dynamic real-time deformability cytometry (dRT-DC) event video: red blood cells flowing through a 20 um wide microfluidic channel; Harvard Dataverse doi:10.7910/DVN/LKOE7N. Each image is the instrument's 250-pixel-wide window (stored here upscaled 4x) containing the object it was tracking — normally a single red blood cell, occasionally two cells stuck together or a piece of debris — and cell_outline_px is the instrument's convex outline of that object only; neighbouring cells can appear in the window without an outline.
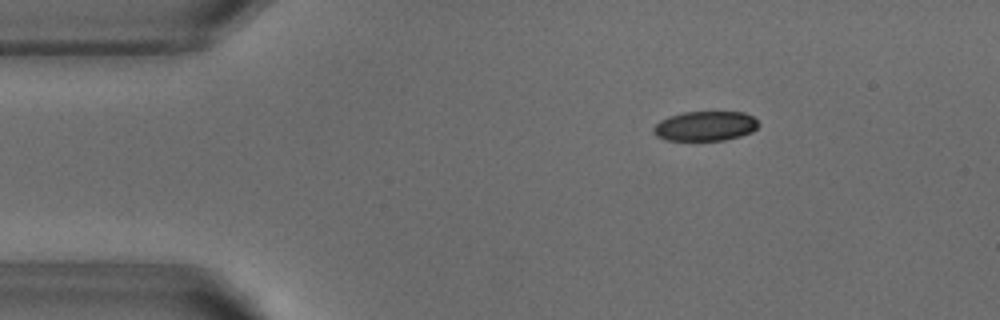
{"species": "common noctule bat (a hibernating species)", "species_latin": "Nyctalus noctula", "temperature_condition": "warm", "stored_images_in_passage": 52, "camera_frame_rate_fps": 3000, "um_per_image_px": 0.085, "animal": {"sex": "male", "body_mass_g": 18.8}, "frame": {"image": 1, "passage_image": 8, "time_ms": 2.333, "image_size_px": [1000, 320], "cell_outline_px": [[760, 124], [752, 132], [740, 136], [724, 140], [664, 140], [656, 136], [652, 132], [652, 128], [660, 120], [668, 116], [684, 112], [744, 112], [752, 116]], "centroid_in_image_um": [59.92, 10.71], "position_along_channel_um": 25.1, "area_um2": 18.26}}
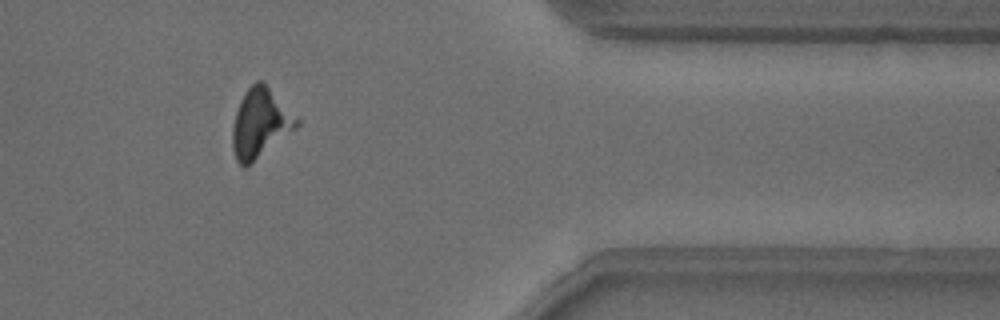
{"frame": {"image": 2, "passage_image": 43, "time_ms": 14.0, "image_size_px": [1000, 320], "cell_outline_px": [[300, 124], [296, 128], [244, 168], [236, 160], [232, 148], [232, 128], [236, 112], [240, 100], [244, 92], [256, 80], [264, 80], [300, 120]], "centroid_in_image_um": [22.11, 10.42], "position_along_channel_um": 389.3, "area_um2": 25.78}}
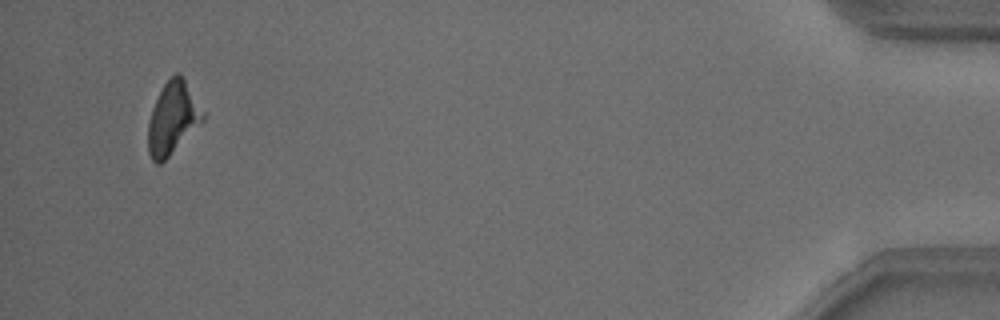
{"frame": {"image": 3, "passage_image": 50, "time_ms": 16.333, "image_size_px": [1000, 320], "cell_outline_px": [[204, 120], [160, 164], [156, 164], [152, 160], [148, 152], [148, 124], [152, 108], [164, 84], [176, 72], [180, 72], [204, 112]], "centroid_in_image_um": [14.67, 10.04], "position_along_channel_um": 420.5, "area_um2": 22.6}}